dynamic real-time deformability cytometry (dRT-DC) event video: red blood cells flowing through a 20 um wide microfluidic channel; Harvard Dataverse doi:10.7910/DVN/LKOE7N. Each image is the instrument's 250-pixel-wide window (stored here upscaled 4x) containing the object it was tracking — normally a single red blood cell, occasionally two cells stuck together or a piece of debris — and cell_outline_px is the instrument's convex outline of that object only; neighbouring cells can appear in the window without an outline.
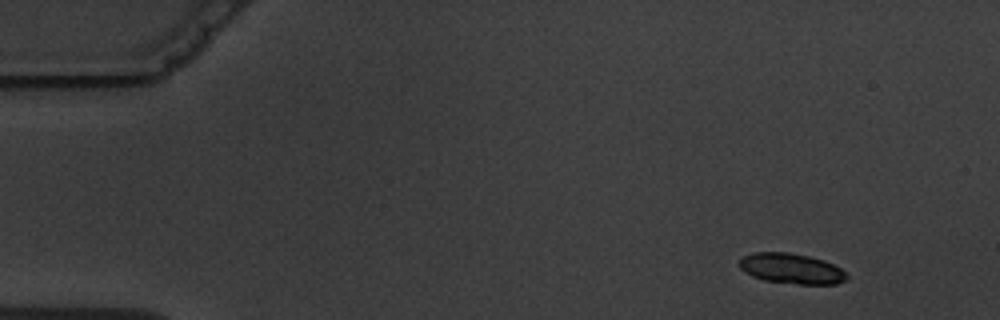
{"species": "common noctule bat (a hibernating species)", "species_latin": "Nyctalus noctula", "temperature_condition": "warm", "stored_images_in_passage": 4, "camera_frame_rate_fps": 3000, "um_per_image_px": 0.085, "animal": {"sex": "male", "body_mass_g": 19.5, "forearm_length_mm": 54.6}, "frame": {"image": 1, "passage_image": 1, "time_ms": 0.0, "image_size_px": [1000, 320], "cell_outline_px": [[848, 276], [844, 280], [836, 284], [796, 284], [764, 280], [752, 276], [740, 268], [740, 260], [744, 256], [756, 252], [788, 252], [808, 256], [824, 260], [840, 268]], "centroid_in_image_um": [67.27, 22.83], "position_along_channel_um": 17.7, "area_um2": 18.79}}
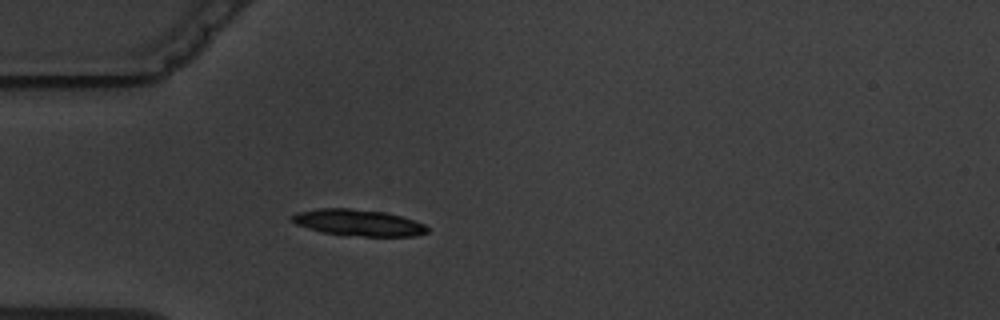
{"frame": {"image": 2, "passage_image": 4, "time_ms": 3.667, "image_size_px": [1000, 320], "cell_outline_px": [[428, 232], [416, 236], [344, 236], [324, 232], [308, 228], [296, 224], [288, 220], [288, 216], [296, 212], [320, 208], [348, 208], [384, 212], [400, 216], [424, 224], [428, 228]], "centroid_in_image_um": [30.38, 18.93], "position_along_channel_um": 54.6, "area_um2": 20.98}}